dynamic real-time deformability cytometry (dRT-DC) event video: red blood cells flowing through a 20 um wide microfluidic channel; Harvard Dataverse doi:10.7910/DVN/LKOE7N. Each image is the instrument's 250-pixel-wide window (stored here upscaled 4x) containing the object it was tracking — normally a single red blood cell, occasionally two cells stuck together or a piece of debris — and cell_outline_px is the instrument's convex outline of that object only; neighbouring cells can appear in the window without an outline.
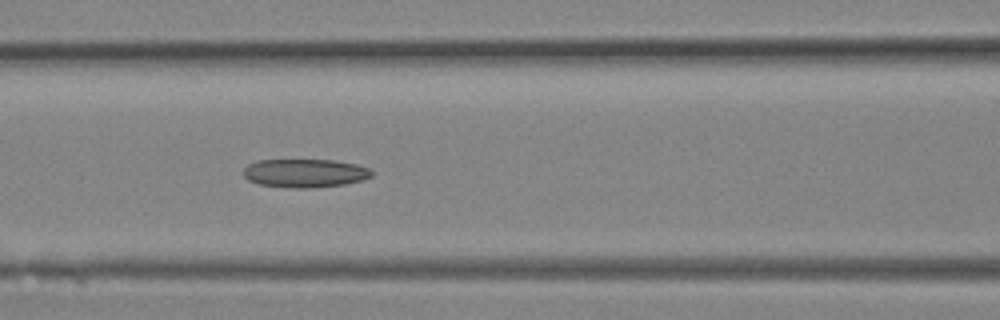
{"species": "Egyptian fruit bat (a non-hibernating species)", "species_latin": "Rousettus aegyptiacus", "temperature_condition": "room temperature", "stored_images_in_passage": 12, "camera_frame_rate_fps": 3000, "um_per_image_px": 0.085, "animal": {"sex": "female"}, "frame": {"image": 1, "passage_image": 12, "time_ms": 3.667, "image_size_px": [1000, 320], "cell_outline_px": [[372, 176], [364, 180], [344, 184], [308, 188], [292, 188], [260, 184], [248, 180], [244, 176], [244, 168], [248, 164], [256, 160], [332, 160], [356, 164], [372, 168]], "centroid_in_image_um": [25.94, 14.71], "position_along_channel_um": 140.7, "area_um2": 21.33}}